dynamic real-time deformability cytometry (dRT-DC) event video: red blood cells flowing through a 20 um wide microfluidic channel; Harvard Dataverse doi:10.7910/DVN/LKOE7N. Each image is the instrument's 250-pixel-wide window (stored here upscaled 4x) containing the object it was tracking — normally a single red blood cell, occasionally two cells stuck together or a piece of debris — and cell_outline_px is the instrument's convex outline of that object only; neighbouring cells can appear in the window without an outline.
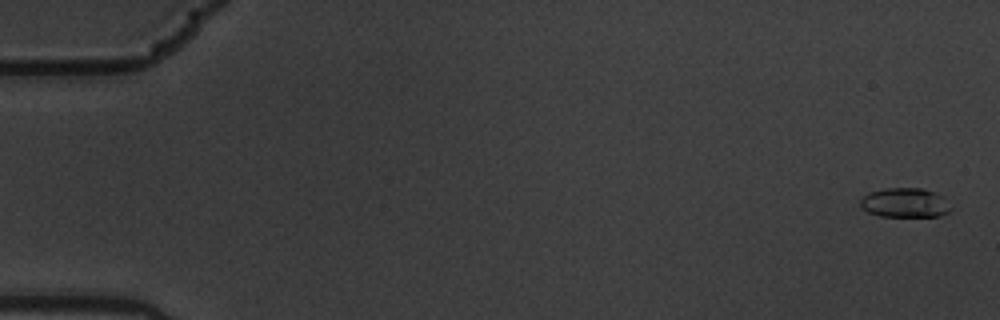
{"species": "common noctule bat (a hibernating species)", "species_latin": "Nyctalus noctula", "temperature_condition": "warm", "stored_images_in_passage": 7, "camera_frame_rate_fps": 3000, "um_per_image_px": 0.085, "animal": {"sex": "male", "body_mass_g": 19.5, "forearm_length_mm": 54.6}, "frame": {"image": 1, "passage_image": 1, "time_ms": 0.0, "image_size_px": [1000, 320], "cell_outline_px": [[952, 208], [948, 212], [940, 216], [880, 216], [868, 212], [860, 204], [860, 200], [868, 192], [884, 188], [920, 188], [944, 196]], "centroid_in_image_um": [76.93, 17.23], "position_along_channel_um": 8.1, "area_um2": 15.49}}
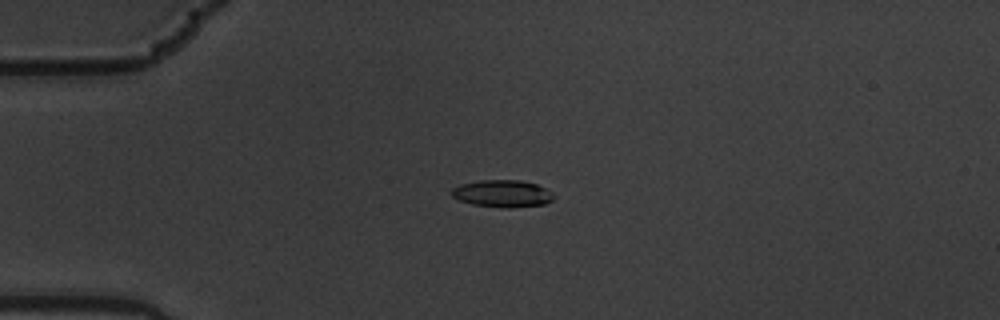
{"frame": {"image": 2, "passage_image": 5, "time_ms": 1.333, "image_size_px": [1000, 320], "cell_outline_px": [[556, 196], [552, 200], [544, 204], [508, 208], [504, 208], [472, 204], [460, 200], [452, 196], [452, 188], [460, 184], [480, 180], [520, 180], [536, 184], [552, 192]], "centroid_in_image_um": [42.72, 16.45], "position_along_channel_um": 42.3, "area_um2": 16.13}}
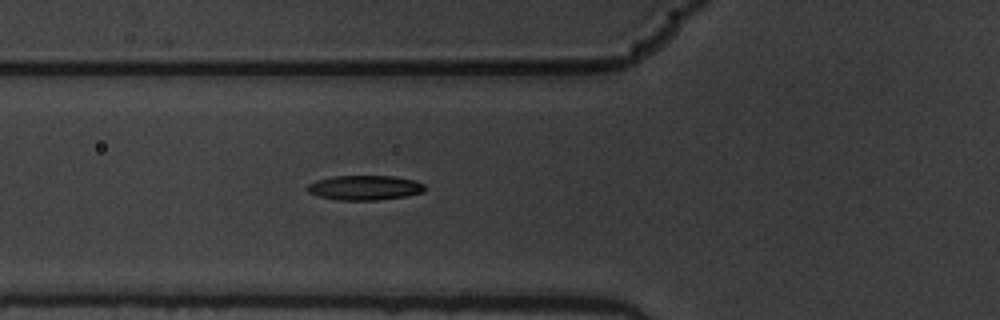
{"frame": {"image": 3, "passage_image": 7, "time_ms": 2.0, "image_size_px": [1000, 320], "cell_outline_px": [[424, 192], [404, 196], [376, 200], [340, 200], [320, 196], [308, 192], [304, 188], [308, 184], [316, 180], [336, 176], [392, 176], [416, 180], [424, 184]], "centroid_in_image_um": [30.99, 15.95], "position_along_channel_um": 94.8, "area_um2": 16.82}}